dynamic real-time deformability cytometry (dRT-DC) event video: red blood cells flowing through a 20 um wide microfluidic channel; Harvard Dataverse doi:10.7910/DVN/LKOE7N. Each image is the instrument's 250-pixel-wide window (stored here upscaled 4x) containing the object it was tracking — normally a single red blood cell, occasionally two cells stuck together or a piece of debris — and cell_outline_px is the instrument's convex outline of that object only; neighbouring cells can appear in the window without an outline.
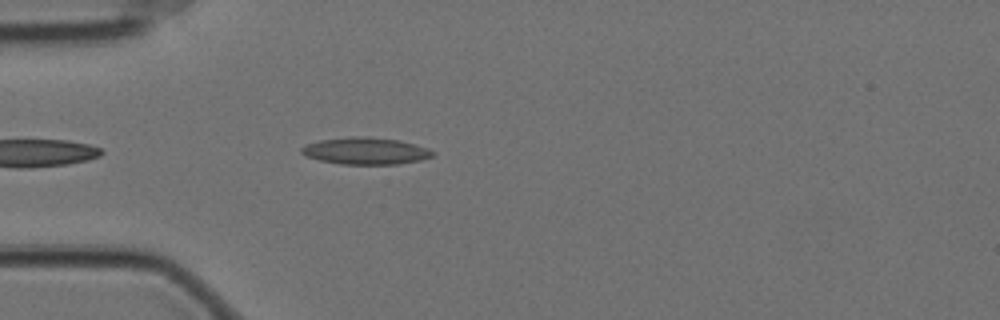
{"species": "Egyptian fruit bat (a non-hibernating species)", "species_latin": "Rousettus aegyptiacus", "temperature_condition": "cold", "stored_images_in_passage": 8, "camera_frame_rate_fps": 3000, "um_per_image_px": 0.085, "animal": {"sex": "female"}, "frame": {"image": 1, "passage_image": 4, "time_ms": 1.0, "image_size_px": [1000, 320], "cell_outline_px": [[436, 152], [432, 156], [420, 160], [400, 164], [340, 164], [320, 160], [304, 156], [300, 152], [300, 148], [308, 144], [320, 140], [352, 136], [368, 136], [400, 140], [428, 148]], "centroid_in_image_um": [31.08, 12.82], "position_along_channel_um": 53.9, "area_um2": 20.69}}
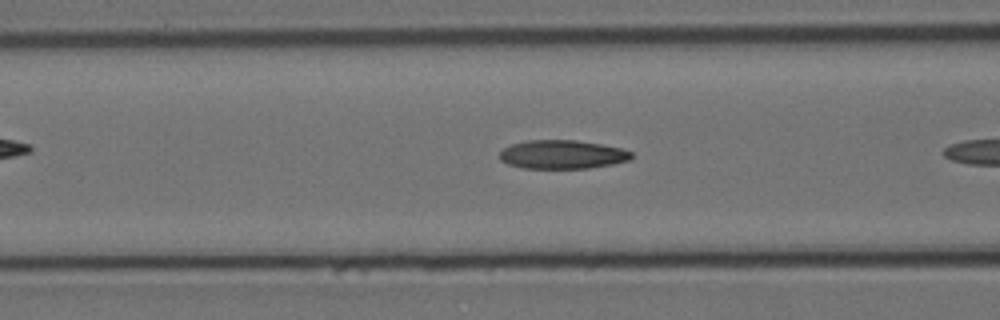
{"frame": {"image": 2, "passage_image": 7, "time_ms": 2.0, "image_size_px": [1000, 320], "cell_outline_px": [[632, 156], [628, 160], [612, 164], [588, 168], [524, 168], [508, 164], [500, 160], [500, 152], [504, 148], [512, 144], [528, 140], [576, 140], [600, 144], [620, 148], [632, 152]], "centroid_in_image_um": [47.77, 13.13], "position_along_channel_um": 118.8, "area_um2": 21.85}}